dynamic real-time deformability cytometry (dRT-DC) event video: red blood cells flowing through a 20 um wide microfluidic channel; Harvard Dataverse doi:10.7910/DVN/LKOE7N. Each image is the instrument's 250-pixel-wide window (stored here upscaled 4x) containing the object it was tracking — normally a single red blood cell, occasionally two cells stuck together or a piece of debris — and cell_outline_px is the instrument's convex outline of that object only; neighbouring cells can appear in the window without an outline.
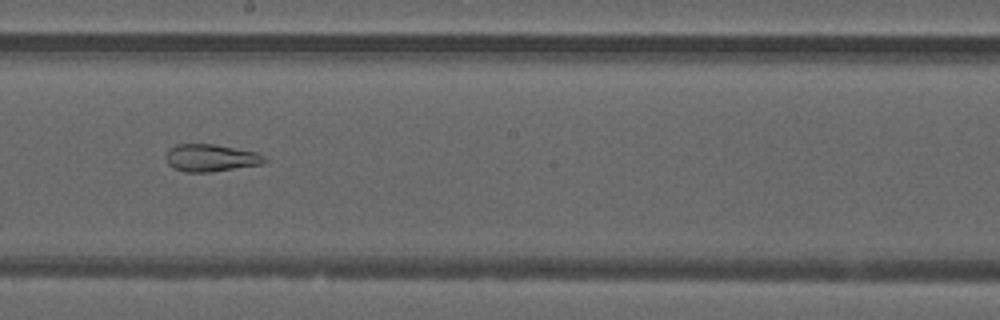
{"species": "common noctule bat (a hibernating species)", "species_latin": "Nyctalus noctula", "temperature_condition": "warm", "stored_images_in_passage": 26, "camera_frame_rate_fps": 3000, "um_per_image_px": 0.085, "animal": {"sex": "male", "forearm_length_mm": 52.5}, "frame": {"image": 1, "passage_image": 15, "time_ms": 4.667, "image_size_px": [1000, 320], "cell_outline_px": [[268, 160], [264, 164], [212, 172], [184, 172], [172, 168], [168, 164], [168, 148], [176, 144], [212, 144], [256, 152], [264, 156]], "centroid_in_image_um": [17.94, 13.43], "position_along_channel_um": 230.3, "area_um2": 15.72}, "authors_computed_cell_mechanics": {"area_um2": 16.6753, "velocity_mm_per_s": 4.04, "shape_relaxation_time_tau1_ms": null, "shape_relaxation_time_tau2_ms": 1.802, "deformation_change_tau1": null, "deformation_change_tau2": 0.1085}}